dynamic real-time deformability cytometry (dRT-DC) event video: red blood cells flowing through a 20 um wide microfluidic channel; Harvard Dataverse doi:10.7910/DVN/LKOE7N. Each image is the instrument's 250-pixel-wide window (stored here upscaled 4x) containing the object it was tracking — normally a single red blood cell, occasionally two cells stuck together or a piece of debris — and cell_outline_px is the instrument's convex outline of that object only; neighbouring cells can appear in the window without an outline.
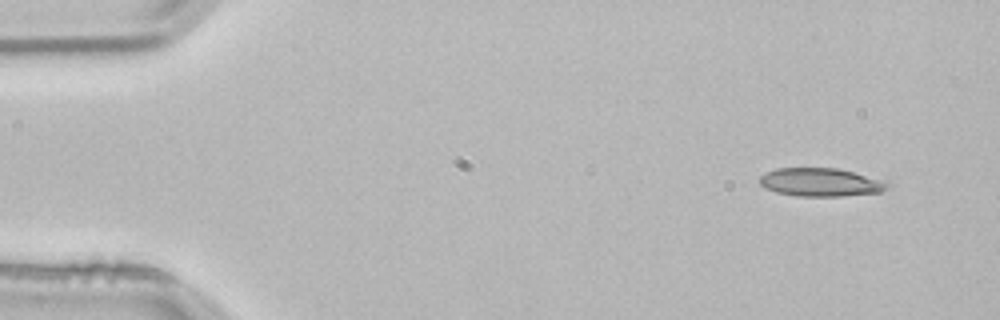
{"species": "common noctule bat (a hibernating species)", "species_latin": "Nyctalus noctula", "temperature_condition": "room temperature", "stored_images_in_passage": 3, "camera_frame_rate_fps": 3000, "um_per_image_px": 0.085, "animal": {"sex": "male", "body_mass_g": 21.5, "forearm_length_mm": 52.0}, "frame": {"image": 1, "passage_image": 1, "time_ms": 0.0, "image_size_px": [1000, 320], "cell_outline_px": [[892, 184], [880, 192], [840, 196], [796, 196], [776, 192], [764, 188], [760, 184], [760, 176], [776, 168], [836, 168], [852, 172]], "centroid_in_image_um": [69.69, 15.5], "position_along_channel_um": 15.3, "area_um2": 20.75}}